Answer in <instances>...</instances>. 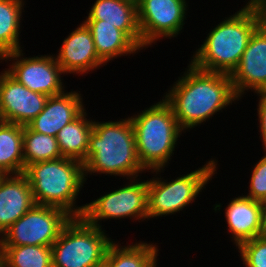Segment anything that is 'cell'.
Wrapping results in <instances>:
<instances>
[{
  "label": "cell",
  "instance_id": "cell-2",
  "mask_svg": "<svg viewBox=\"0 0 266 267\" xmlns=\"http://www.w3.org/2000/svg\"><path fill=\"white\" fill-rule=\"evenodd\" d=\"M265 20V9L244 6L211 29L189 62L202 71L231 75L250 37Z\"/></svg>",
  "mask_w": 266,
  "mask_h": 267
},
{
  "label": "cell",
  "instance_id": "cell-24",
  "mask_svg": "<svg viewBox=\"0 0 266 267\" xmlns=\"http://www.w3.org/2000/svg\"><path fill=\"white\" fill-rule=\"evenodd\" d=\"M22 148L25 168L35 162L63 157L56 137L35 132L27 125L23 126Z\"/></svg>",
  "mask_w": 266,
  "mask_h": 267
},
{
  "label": "cell",
  "instance_id": "cell-1",
  "mask_svg": "<svg viewBox=\"0 0 266 267\" xmlns=\"http://www.w3.org/2000/svg\"><path fill=\"white\" fill-rule=\"evenodd\" d=\"M187 67L162 97L172 107L177 123L185 133L239 101L230 75L202 71L191 63Z\"/></svg>",
  "mask_w": 266,
  "mask_h": 267
},
{
  "label": "cell",
  "instance_id": "cell-7",
  "mask_svg": "<svg viewBox=\"0 0 266 267\" xmlns=\"http://www.w3.org/2000/svg\"><path fill=\"white\" fill-rule=\"evenodd\" d=\"M102 228L72 217L52 244V267H99L111 242Z\"/></svg>",
  "mask_w": 266,
  "mask_h": 267
},
{
  "label": "cell",
  "instance_id": "cell-17",
  "mask_svg": "<svg viewBox=\"0 0 266 267\" xmlns=\"http://www.w3.org/2000/svg\"><path fill=\"white\" fill-rule=\"evenodd\" d=\"M31 186L24 174L0 176V237L35 205Z\"/></svg>",
  "mask_w": 266,
  "mask_h": 267
},
{
  "label": "cell",
  "instance_id": "cell-15",
  "mask_svg": "<svg viewBox=\"0 0 266 267\" xmlns=\"http://www.w3.org/2000/svg\"><path fill=\"white\" fill-rule=\"evenodd\" d=\"M85 110L79 91L64 92L48 97L44 109L27 126L38 133L56 137L68 123Z\"/></svg>",
  "mask_w": 266,
  "mask_h": 267
},
{
  "label": "cell",
  "instance_id": "cell-4",
  "mask_svg": "<svg viewBox=\"0 0 266 267\" xmlns=\"http://www.w3.org/2000/svg\"><path fill=\"white\" fill-rule=\"evenodd\" d=\"M31 186L36 204L64 209L72 217H82L85 204L75 205L85 184L81 161L61 157L28 165L23 173Z\"/></svg>",
  "mask_w": 266,
  "mask_h": 267
},
{
  "label": "cell",
  "instance_id": "cell-16",
  "mask_svg": "<svg viewBox=\"0 0 266 267\" xmlns=\"http://www.w3.org/2000/svg\"><path fill=\"white\" fill-rule=\"evenodd\" d=\"M225 219L231 241L236 247L244 241L266 234L262 204L242 194L232 198L225 208Z\"/></svg>",
  "mask_w": 266,
  "mask_h": 267
},
{
  "label": "cell",
  "instance_id": "cell-18",
  "mask_svg": "<svg viewBox=\"0 0 266 267\" xmlns=\"http://www.w3.org/2000/svg\"><path fill=\"white\" fill-rule=\"evenodd\" d=\"M85 20H103L124 31L141 49L142 36L137 18V3L131 0H96Z\"/></svg>",
  "mask_w": 266,
  "mask_h": 267
},
{
  "label": "cell",
  "instance_id": "cell-13",
  "mask_svg": "<svg viewBox=\"0 0 266 267\" xmlns=\"http://www.w3.org/2000/svg\"><path fill=\"white\" fill-rule=\"evenodd\" d=\"M230 76L239 100L245 91L266 90V20L250 37L239 65Z\"/></svg>",
  "mask_w": 266,
  "mask_h": 267
},
{
  "label": "cell",
  "instance_id": "cell-28",
  "mask_svg": "<svg viewBox=\"0 0 266 267\" xmlns=\"http://www.w3.org/2000/svg\"><path fill=\"white\" fill-rule=\"evenodd\" d=\"M259 97V102L257 105V116L259 121V132L262 139L263 149H266V90L256 92Z\"/></svg>",
  "mask_w": 266,
  "mask_h": 267
},
{
  "label": "cell",
  "instance_id": "cell-22",
  "mask_svg": "<svg viewBox=\"0 0 266 267\" xmlns=\"http://www.w3.org/2000/svg\"><path fill=\"white\" fill-rule=\"evenodd\" d=\"M23 126L0 121V174L18 175L25 171Z\"/></svg>",
  "mask_w": 266,
  "mask_h": 267
},
{
  "label": "cell",
  "instance_id": "cell-26",
  "mask_svg": "<svg viewBox=\"0 0 266 267\" xmlns=\"http://www.w3.org/2000/svg\"><path fill=\"white\" fill-rule=\"evenodd\" d=\"M236 248L245 267H266V234L244 241Z\"/></svg>",
  "mask_w": 266,
  "mask_h": 267
},
{
  "label": "cell",
  "instance_id": "cell-12",
  "mask_svg": "<svg viewBox=\"0 0 266 267\" xmlns=\"http://www.w3.org/2000/svg\"><path fill=\"white\" fill-rule=\"evenodd\" d=\"M48 96L33 92L6 70L0 72V121L26 126L43 109Z\"/></svg>",
  "mask_w": 266,
  "mask_h": 267
},
{
  "label": "cell",
  "instance_id": "cell-29",
  "mask_svg": "<svg viewBox=\"0 0 266 267\" xmlns=\"http://www.w3.org/2000/svg\"><path fill=\"white\" fill-rule=\"evenodd\" d=\"M245 7H255V8H262L266 10V0H249L246 3Z\"/></svg>",
  "mask_w": 266,
  "mask_h": 267
},
{
  "label": "cell",
  "instance_id": "cell-10",
  "mask_svg": "<svg viewBox=\"0 0 266 267\" xmlns=\"http://www.w3.org/2000/svg\"><path fill=\"white\" fill-rule=\"evenodd\" d=\"M187 0H137V18L142 49L161 38L177 37L184 29Z\"/></svg>",
  "mask_w": 266,
  "mask_h": 267
},
{
  "label": "cell",
  "instance_id": "cell-25",
  "mask_svg": "<svg viewBox=\"0 0 266 267\" xmlns=\"http://www.w3.org/2000/svg\"><path fill=\"white\" fill-rule=\"evenodd\" d=\"M6 267H52L51 246H2Z\"/></svg>",
  "mask_w": 266,
  "mask_h": 267
},
{
  "label": "cell",
  "instance_id": "cell-20",
  "mask_svg": "<svg viewBox=\"0 0 266 267\" xmlns=\"http://www.w3.org/2000/svg\"><path fill=\"white\" fill-rule=\"evenodd\" d=\"M139 242V243H138ZM127 246L112 241L109 245L103 267H157L159 255L156 243L138 241ZM154 244V245H153Z\"/></svg>",
  "mask_w": 266,
  "mask_h": 267
},
{
  "label": "cell",
  "instance_id": "cell-8",
  "mask_svg": "<svg viewBox=\"0 0 266 267\" xmlns=\"http://www.w3.org/2000/svg\"><path fill=\"white\" fill-rule=\"evenodd\" d=\"M130 178L122 188L101 195L85 204L82 218L90 225L102 228L100 222L108 219H148V180Z\"/></svg>",
  "mask_w": 266,
  "mask_h": 267
},
{
  "label": "cell",
  "instance_id": "cell-27",
  "mask_svg": "<svg viewBox=\"0 0 266 267\" xmlns=\"http://www.w3.org/2000/svg\"><path fill=\"white\" fill-rule=\"evenodd\" d=\"M263 151L265 155L252 167L249 193L244 195L259 202L266 198V149Z\"/></svg>",
  "mask_w": 266,
  "mask_h": 267
},
{
  "label": "cell",
  "instance_id": "cell-21",
  "mask_svg": "<svg viewBox=\"0 0 266 267\" xmlns=\"http://www.w3.org/2000/svg\"><path fill=\"white\" fill-rule=\"evenodd\" d=\"M86 109L72 122L66 124L56 135L63 157L73 158L84 163L93 131V120L87 119Z\"/></svg>",
  "mask_w": 266,
  "mask_h": 267
},
{
  "label": "cell",
  "instance_id": "cell-9",
  "mask_svg": "<svg viewBox=\"0 0 266 267\" xmlns=\"http://www.w3.org/2000/svg\"><path fill=\"white\" fill-rule=\"evenodd\" d=\"M71 218L62 208L35 204L1 235V246H52Z\"/></svg>",
  "mask_w": 266,
  "mask_h": 267
},
{
  "label": "cell",
  "instance_id": "cell-31",
  "mask_svg": "<svg viewBox=\"0 0 266 267\" xmlns=\"http://www.w3.org/2000/svg\"><path fill=\"white\" fill-rule=\"evenodd\" d=\"M0 267H6L5 266V257H4V253H3V249L0 243Z\"/></svg>",
  "mask_w": 266,
  "mask_h": 267
},
{
  "label": "cell",
  "instance_id": "cell-23",
  "mask_svg": "<svg viewBox=\"0 0 266 267\" xmlns=\"http://www.w3.org/2000/svg\"><path fill=\"white\" fill-rule=\"evenodd\" d=\"M24 0H0V59L21 49L19 39Z\"/></svg>",
  "mask_w": 266,
  "mask_h": 267
},
{
  "label": "cell",
  "instance_id": "cell-5",
  "mask_svg": "<svg viewBox=\"0 0 266 267\" xmlns=\"http://www.w3.org/2000/svg\"><path fill=\"white\" fill-rule=\"evenodd\" d=\"M129 118L141 165L147 172L167 167L178 138L184 132L177 123L172 107L162 98Z\"/></svg>",
  "mask_w": 266,
  "mask_h": 267
},
{
  "label": "cell",
  "instance_id": "cell-11",
  "mask_svg": "<svg viewBox=\"0 0 266 267\" xmlns=\"http://www.w3.org/2000/svg\"><path fill=\"white\" fill-rule=\"evenodd\" d=\"M23 50L4 55L0 60L12 61L5 70L29 90L48 97L64 93V72L58 65L55 54L23 57ZM63 74V76H61Z\"/></svg>",
  "mask_w": 266,
  "mask_h": 267
},
{
  "label": "cell",
  "instance_id": "cell-30",
  "mask_svg": "<svg viewBox=\"0 0 266 267\" xmlns=\"http://www.w3.org/2000/svg\"><path fill=\"white\" fill-rule=\"evenodd\" d=\"M261 204H262L264 226H265V229H266V198L261 201Z\"/></svg>",
  "mask_w": 266,
  "mask_h": 267
},
{
  "label": "cell",
  "instance_id": "cell-14",
  "mask_svg": "<svg viewBox=\"0 0 266 267\" xmlns=\"http://www.w3.org/2000/svg\"><path fill=\"white\" fill-rule=\"evenodd\" d=\"M57 52H59L55 56L57 63L66 75L68 73L73 75L87 74L106 64L98 56L93 36L83 22L69 33L67 38L63 39Z\"/></svg>",
  "mask_w": 266,
  "mask_h": 267
},
{
  "label": "cell",
  "instance_id": "cell-6",
  "mask_svg": "<svg viewBox=\"0 0 266 267\" xmlns=\"http://www.w3.org/2000/svg\"><path fill=\"white\" fill-rule=\"evenodd\" d=\"M217 160L207 161L202 167L171 181L158 177L164 168L151 170L155 177L148 179V220L180 213L195 202L212 177L217 174ZM155 172V173H154ZM160 172V173H159ZM157 176V177H156Z\"/></svg>",
  "mask_w": 266,
  "mask_h": 267
},
{
  "label": "cell",
  "instance_id": "cell-19",
  "mask_svg": "<svg viewBox=\"0 0 266 267\" xmlns=\"http://www.w3.org/2000/svg\"><path fill=\"white\" fill-rule=\"evenodd\" d=\"M90 30L98 56L106 63L142 50L124 31L103 20L82 21Z\"/></svg>",
  "mask_w": 266,
  "mask_h": 267
},
{
  "label": "cell",
  "instance_id": "cell-3",
  "mask_svg": "<svg viewBox=\"0 0 266 267\" xmlns=\"http://www.w3.org/2000/svg\"><path fill=\"white\" fill-rule=\"evenodd\" d=\"M83 165L85 180L88 175L96 173L123 176L126 179L137 178L140 173L147 171L138 158L134 129L129 117L119 121L93 120V131Z\"/></svg>",
  "mask_w": 266,
  "mask_h": 267
}]
</instances>
